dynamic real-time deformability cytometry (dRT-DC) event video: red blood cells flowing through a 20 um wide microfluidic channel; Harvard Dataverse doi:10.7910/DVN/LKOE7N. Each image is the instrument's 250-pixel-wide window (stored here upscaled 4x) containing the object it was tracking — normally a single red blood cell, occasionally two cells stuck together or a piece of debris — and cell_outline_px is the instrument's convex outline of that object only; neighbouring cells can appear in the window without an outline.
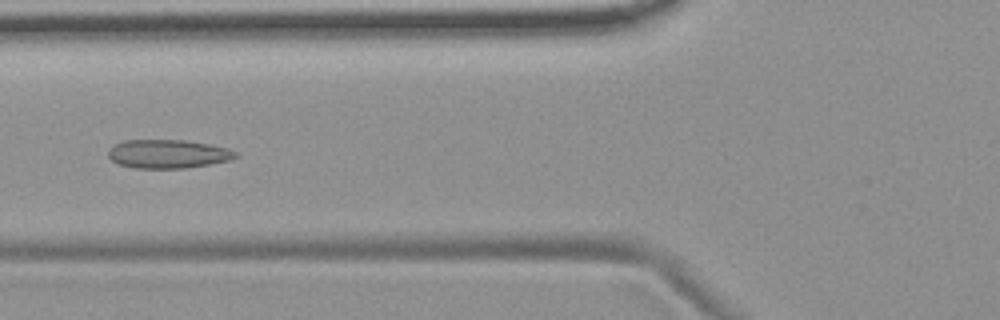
{"species": "common noctule bat (a hibernating species)", "species_latin": "Nyctalus noctula", "temperature_condition": "room temperature", "stored_images_in_passage": 6, "camera_frame_rate_fps": 3000, "um_per_image_px": 0.085, "animal": {"sex": "female", "body_mass_g": 19.9}, "frame": {"image": 1, "passage_image": 4, "time_ms": 3.667, "image_size_px": [1000, 320], "cell_outline_px": [[240, 156], [228, 160], [208, 164], [184, 168], [132, 168], [120, 164], [112, 160], [108, 156], [108, 148], [112, 144], [124, 140], [184, 140], [208, 144], [228, 148], [236, 152]], "centroid_in_image_um": [14.23, 13.07], "position_along_channel_um": 111.6, "area_um2": 21.27}}
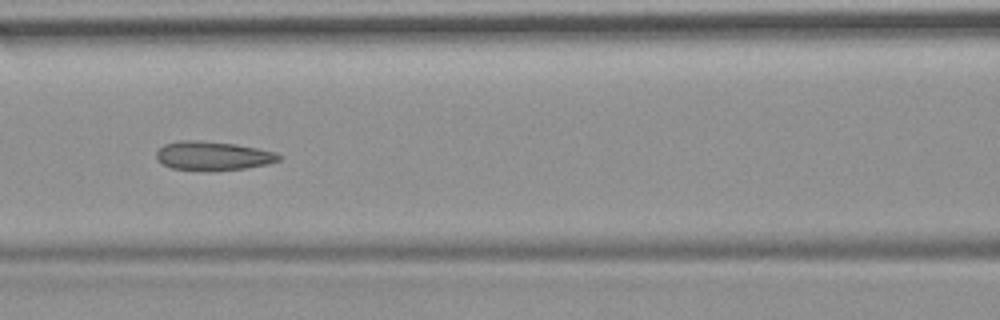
{"frame": {"image": 2, "passage_image": 5, "time_ms": 4.667, "image_size_px": [1000, 320], "cell_outline_px": [[284, 156], [280, 160], [268, 164], [244, 168], [212, 172], [208, 172], [172, 168], [164, 164], [156, 156], [156, 152], [164, 144], [180, 140], [200, 140], [236, 144], [276, 152]], "centroid_in_image_um": [18.13, 13.25], "position_along_channel_um": 148.5, "area_um2": 20.92}}
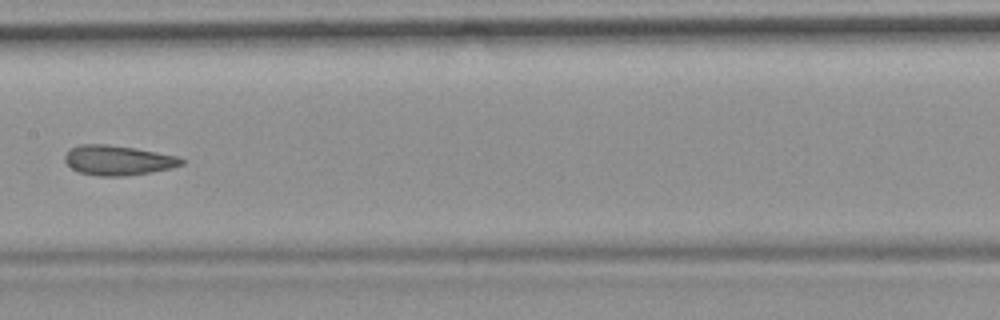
{"frame": {"image": 3, "passage_image": 6, "time_ms": 6.0, "image_size_px": [1000, 320], "cell_outline_px": [[184, 164], [172, 168], [152, 172], [120, 176], [100, 176], [80, 172], [72, 168], [64, 160], [64, 156], [72, 148], [80, 144], [108, 144], [136, 148], [180, 156], [184, 160]], "centroid_in_image_um": [10.08, 13.61], "position_along_channel_um": 197.3, "area_um2": 20.29}}